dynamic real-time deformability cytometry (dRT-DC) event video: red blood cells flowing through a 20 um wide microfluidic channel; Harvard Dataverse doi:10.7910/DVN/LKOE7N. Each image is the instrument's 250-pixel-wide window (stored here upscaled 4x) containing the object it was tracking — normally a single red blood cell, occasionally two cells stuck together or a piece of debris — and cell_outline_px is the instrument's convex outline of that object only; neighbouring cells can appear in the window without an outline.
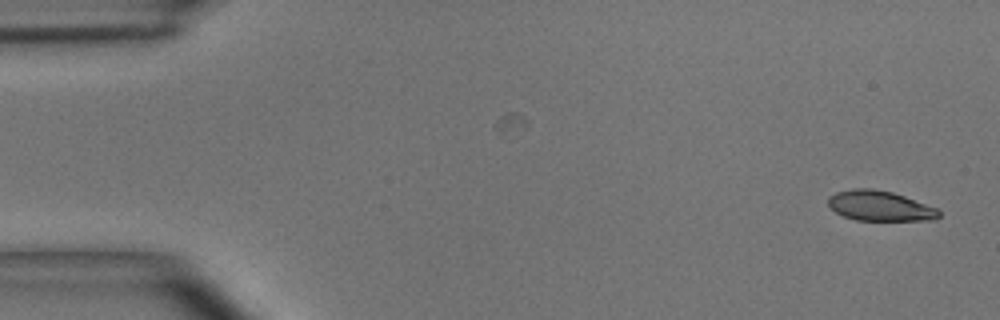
{"species": "common noctule bat (a hibernating species)", "species_latin": "Nyctalus noctula", "temperature_condition": "room temperature", "stored_images_in_passage": 48, "camera_frame_rate_fps": 3000, "um_per_image_px": 0.085, "animal": {"sex": "male", "body_mass_g": 15.6}, "frame": {"image": 1, "passage_image": 1, "time_ms": 0.0, "image_size_px": [1000, 320], "cell_outline_px": [[940, 216], [936, 220], [856, 220], [844, 216], [836, 212], [828, 204], [828, 196], [836, 192], [852, 188], [872, 188], [892, 192], [904, 196], [936, 208], [940, 212]], "centroid_in_image_um": [74.77, 17.49], "position_along_channel_um": 10.2, "area_um2": 19.36}}
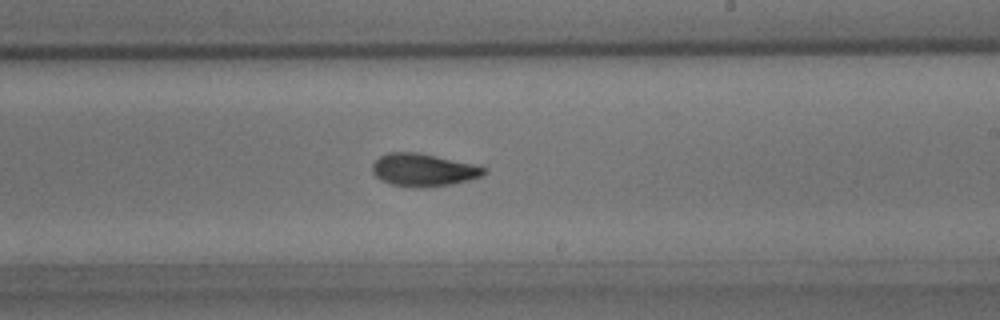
{"frame": {"image": 2, "passage_image": 28, "time_ms": 9.0, "image_size_px": [1000, 320], "cell_outline_px": [[488, 172], [480, 176], [468, 180], [452, 184], [424, 188], [416, 188], [392, 184], [380, 180], [372, 172], [372, 164], [380, 156], [388, 152], [416, 152], [476, 164], [488, 168]], "centroid_in_image_um": [36.0, 14.45], "position_along_channel_um": 253.0, "area_um2": 21.44}}
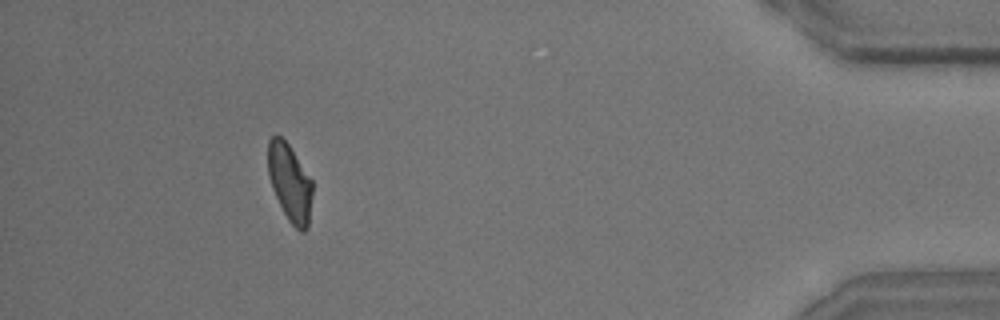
{"frame": {"image": 3, "passage_image": 44, "time_ms": 14.333, "image_size_px": [1000, 320], "cell_outline_px": [[312, 196], [308, 228], [304, 232], [300, 232], [288, 220], [272, 188], [268, 176], [268, 140], [276, 132], [288, 144], [312, 180]], "centroid_in_image_um": [24.63, 15.52], "position_along_channel_um": 410.6, "area_um2": 20.0}, "authors_computed_cell_mechanics": {"area_um2": 20.7213, "velocity_mm_per_s": 4.0578, "shape_relaxation_time_tau1_ms": 3.7075, "shape_relaxation_time_tau2_ms": 1.8033, "deformation_change_tau1": 0.1443, "deformation_change_tau2": 0.066}}